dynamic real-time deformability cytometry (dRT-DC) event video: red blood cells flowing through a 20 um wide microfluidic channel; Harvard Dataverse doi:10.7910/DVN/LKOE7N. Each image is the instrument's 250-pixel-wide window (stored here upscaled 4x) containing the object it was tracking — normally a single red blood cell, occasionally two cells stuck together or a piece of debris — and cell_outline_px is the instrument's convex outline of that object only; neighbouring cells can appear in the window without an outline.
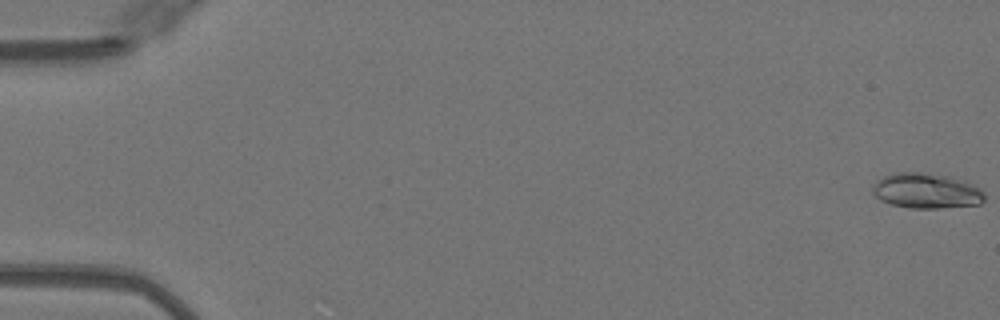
{"species": "Egyptian fruit bat (a non-hibernating species)", "species_latin": "Rousettus aegyptiacus", "temperature_condition": "warm", "stored_images_in_passage": 7, "camera_frame_rate_fps": 3000, "um_per_image_px": 0.085, "animal": {"sex": "female"}, "frame": {"image": 1, "passage_image": 1, "time_ms": 0.0, "image_size_px": [1000, 320], "cell_outline_px": [[984, 200], [980, 204], [940, 208], [908, 208], [892, 204], [880, 200], [872, 192], [872, 188], [876, 180], [892, 172], [924, 172], [948, 176], [964, 180], [980, 188], [984, 192]], "centroid_in_image_um": [78.73, 16.21], "position_along_channel_um": 6.3, "area_um2": 23.18}}